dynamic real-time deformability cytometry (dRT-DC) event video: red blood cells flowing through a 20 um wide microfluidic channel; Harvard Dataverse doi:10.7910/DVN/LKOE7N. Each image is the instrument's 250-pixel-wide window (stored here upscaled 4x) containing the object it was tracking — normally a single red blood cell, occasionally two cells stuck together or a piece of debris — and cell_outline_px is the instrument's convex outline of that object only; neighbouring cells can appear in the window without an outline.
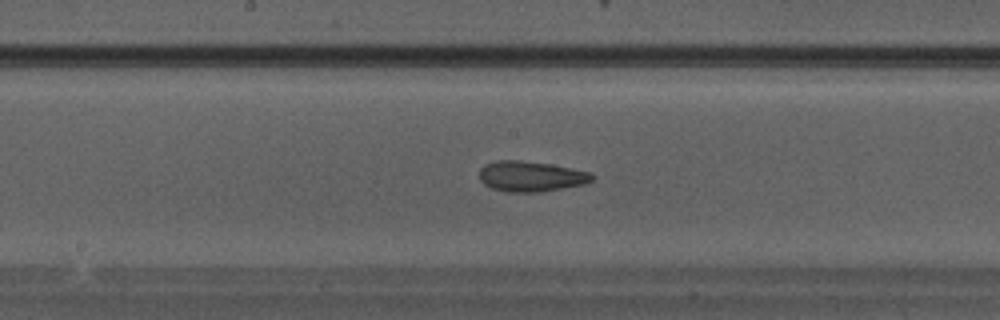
{"species": "Egyptian fruit bat (a non-hibernating species)", "species_latin": "Rousettus aegyptiacus", "temperature_condition": "warm", "stored_images_in_passage": 29, "camera_frame_rate_fps": 3000, "um_per_image_px": 0.085, "animal": {"sex": "male"}, "frame": {"image": 1, "passage_image": 17, "time_ms": 5.333, "image_size_px": [1000, 320], "cell_outline_px": [[596, 176], [592, 180], [584, 184], [540, 192], [508, 192], [492, 188], [484, 184], [480, 180], [480, 168], [484, 164], [496, 160], [516, 160], [552, 164], [592, 172]], "centroid_in_image_um": [45.14, 14.98], "position_along_channel_um": 203.1, "area_um2": 20.11}}
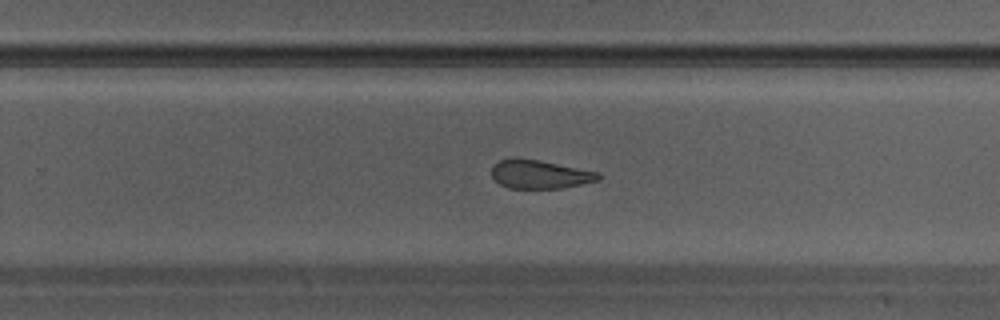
{"frame": {"image": 2, "passage_image": 21, "time_ms": 6.667, "image_size_px": [1000, 320], "cell_outline_px": [[600, 180], [564, 188], [508, 188], [500, 184], [492, 176], [492, 164], [500, 160], [512, 156], [516, 156], [540, 160], [600, 172]], "centroid_in_image_um": [45.87, 14.79], "position_along_channel_um": 283.9, "area_um2": 18.15}}